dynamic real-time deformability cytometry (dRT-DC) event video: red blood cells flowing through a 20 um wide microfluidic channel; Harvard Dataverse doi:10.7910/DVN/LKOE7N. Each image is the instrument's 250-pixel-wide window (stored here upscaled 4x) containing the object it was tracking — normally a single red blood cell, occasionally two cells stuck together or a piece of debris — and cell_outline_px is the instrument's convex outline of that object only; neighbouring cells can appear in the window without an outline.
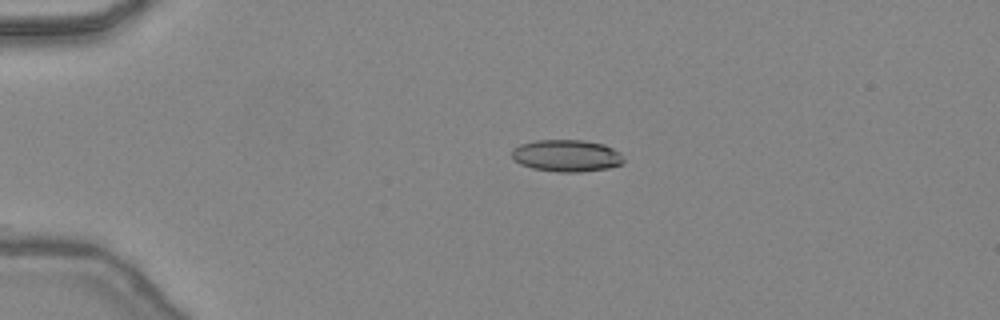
{"species": "common noctule bat (a hibernating species)", "species_latin": "Nyctalus noctula", "temperature_condition": "warm", "stored_images_in_passage": 36, "camera_frame_rate_fps": 3000, "um_per_image_px": 0.085, "animal": {"sex": "female", "body_mass_g": 24.6, "forearm_length_mm": 56.2}, "frame": {"image": 1, "passage_image": 1, "time_ms": 0.0, "image_size_px": [1000, 320], "cell_outline_px": [[624, 164], [608, 168], [580, 172], [556, 172], [532, 168], [520, 164], [512, 156], [512, 148], [520, 144], [536, 140], [584, 140], [604, 144], [620, 152], [624, 160]], "centroid_in_image_um": [48.18, 13.23], "position_along_channel_um": 36.8, "area_um2": 20.98}}
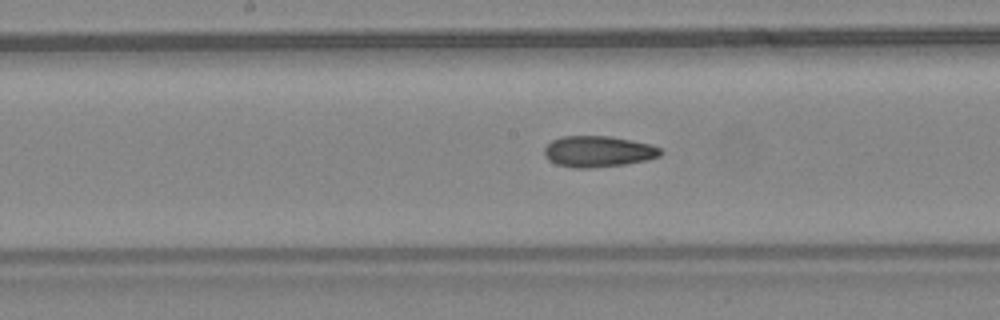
{"frame": {"image": 2, "passage_image": 15, "time_ms": 4.667, "image_size_px": [1000, 320], "cell_outline_px": [[664, 152], [660, 156], [648, 160], [624, 164], [588, 168], [576, 168], [556, 164], [548, 160], [544, 156], [544, 148], [552, 140], [560, 136], [612, 136], [652, 144], [660, 148]], "centroid_in_image_um": [50.86, 12.87], "position_along_channel_um": 197.3, "area_um2": 21.27}}
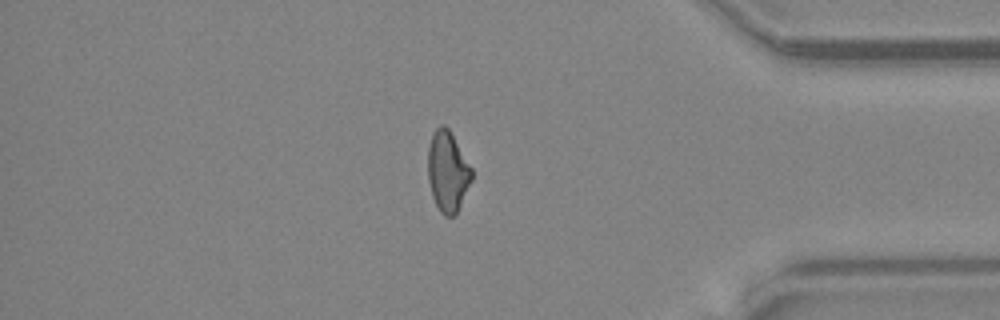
{"frame": {"image": 3, "passage_image": 30, "time_ms": 9.667, "image_size_px": [1000, 320], "cell_outline_px": [[472, 180], [456, 216], [444, 216], [440, 212], [432, 196], [428, 180], [428, 148], [432, 132], [440, 124], [444, 124], [448, 128], [472, 168]], "centroid_in_image_um": [38.05, 14.59], "position_along_channel_um": 397.2, "area_um2": 20.69}, "authors_computed_cell_mechanics": {"area_um2": 20.808, "velocity_mm_per_s": 4.4985, "shape_relaxation_time_tau1_ms": null, "shape_relaxation_time_tau2_ms": 2.5695, "deformation_change_tau1": null, "deformation_change_tau2": 0.0956}}